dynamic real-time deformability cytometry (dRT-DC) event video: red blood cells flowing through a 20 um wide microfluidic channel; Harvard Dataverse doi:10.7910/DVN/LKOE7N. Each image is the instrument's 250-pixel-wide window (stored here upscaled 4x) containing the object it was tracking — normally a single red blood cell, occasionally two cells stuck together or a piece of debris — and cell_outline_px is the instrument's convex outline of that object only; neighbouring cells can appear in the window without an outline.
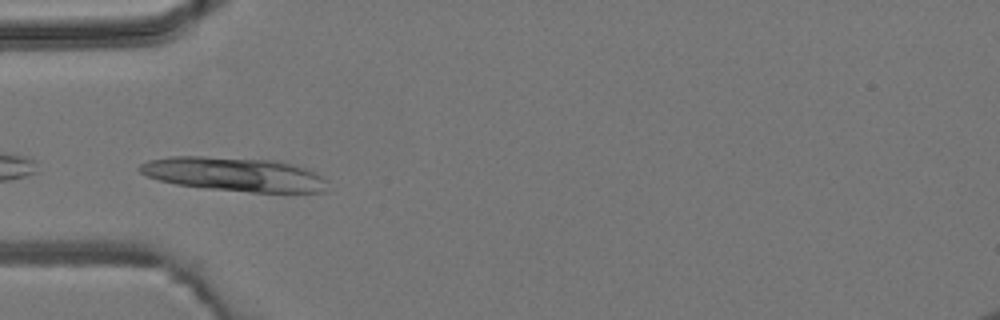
{"species": "common noctule bat (a hibernating species)", "species_latin": "Nyctalus noctula", "temperature_condition": "room temperature", "stored_images_in_passage": 5, "camera_frame_rate_fps": 3000, "um_per_image_px": 0.085, "animal": {"sex": "male", "body_mass_g": 19.2, "forearm_length_mm": 51.8}, "frame": {"image": 1, "passage_image": 5, "time_ms": 6.0, "image_size_px": [1000, 320], "cell_outline_px": [[328, 180], [324, 192], [248, 192], [204, 188], [176, 184], [160, 180], [148, 176], [140, 172], [136, 168], [140, 164], [148, 160], [168, 156], [204, 156], [280, 160], [312, 168]], "centroid_in_image_um": [19.97, 14.8], "position_along_channel_um": 65.0, "area_um2": 37.92}}